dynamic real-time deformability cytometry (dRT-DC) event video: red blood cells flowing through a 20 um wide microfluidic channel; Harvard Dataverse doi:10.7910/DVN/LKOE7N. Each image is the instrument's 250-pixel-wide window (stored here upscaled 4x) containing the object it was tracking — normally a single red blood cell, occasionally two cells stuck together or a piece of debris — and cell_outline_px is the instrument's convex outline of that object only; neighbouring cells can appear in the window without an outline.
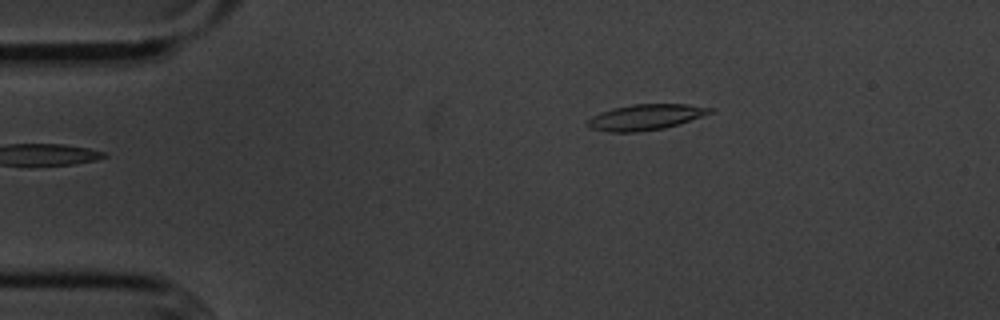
{"species": "common noctule bat (a hibernating species)", "species_latin": "Nyctalus noctula", "temperature_condition": "cold", "stored_images_in_passage": 4, "camera_frame_rate_fps": 3000, "um_per_image_px": 0.085, "animal": {"sex": "male", "body_mass_g": 20.1, "forearm_length_mm": 53.5}, "frame": {"image": 1, "passage_image": 4, "time_ms": 3.333, "image_size_px": [1000, 320], "cell_outline_px": [[716, 108], [712, 112], [664, 128], [640, 132], [608, 132], [588, 128], [584, 124], [592, 116], [600, 112], [612, 108], [632, 104], [688, 104]], "centroid_in_image_um": [54.8, 9.95], "position_along_channel_um": 30.2, "area_um2": 18.38}}